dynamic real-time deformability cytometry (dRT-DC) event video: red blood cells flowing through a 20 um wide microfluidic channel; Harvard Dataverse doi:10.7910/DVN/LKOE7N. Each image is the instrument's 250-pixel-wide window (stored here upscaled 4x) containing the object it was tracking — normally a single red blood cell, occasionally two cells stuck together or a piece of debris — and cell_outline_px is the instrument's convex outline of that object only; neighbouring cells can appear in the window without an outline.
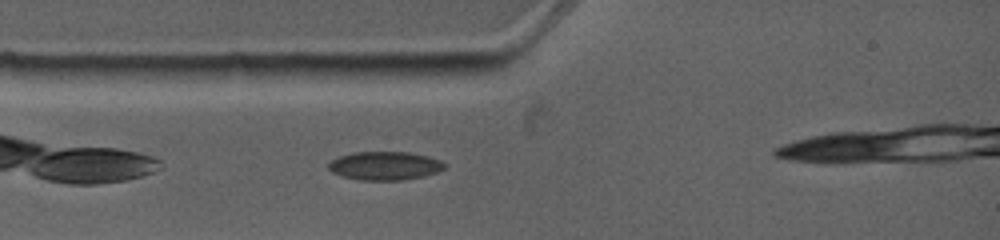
{"species": "common noctule bat (a hibernating species)", "species_latin": "Nyctalus noctula", "temperature_condition": "warm", "stored_images_in_passage": 1, "camera_frame_rate_fps": 4500, "um_per_image_px": 0.085, "animal": {"sex": "female", "body_mass_g": 19.0, "forearm_length_mm": 53.3}, "frame": {"image": 1, "passage_image": 1, "time_ms": 0.0, "image_size_px": [1000, 240], "cell_outline_px": [[444, 168], [436, 172], [424, 176], [404, 180], [360, 180], [340, 176], [332, 172], [328, 168], [328, 164], [332, 160], [340, 156], [352, 152], [408, 152], [428, 156], [440, 160], [444, 164]], "centroid_in_image_um": [32.68, 14.09], "position_along_channel_um": 52.3, "area_um2": 19.25}}